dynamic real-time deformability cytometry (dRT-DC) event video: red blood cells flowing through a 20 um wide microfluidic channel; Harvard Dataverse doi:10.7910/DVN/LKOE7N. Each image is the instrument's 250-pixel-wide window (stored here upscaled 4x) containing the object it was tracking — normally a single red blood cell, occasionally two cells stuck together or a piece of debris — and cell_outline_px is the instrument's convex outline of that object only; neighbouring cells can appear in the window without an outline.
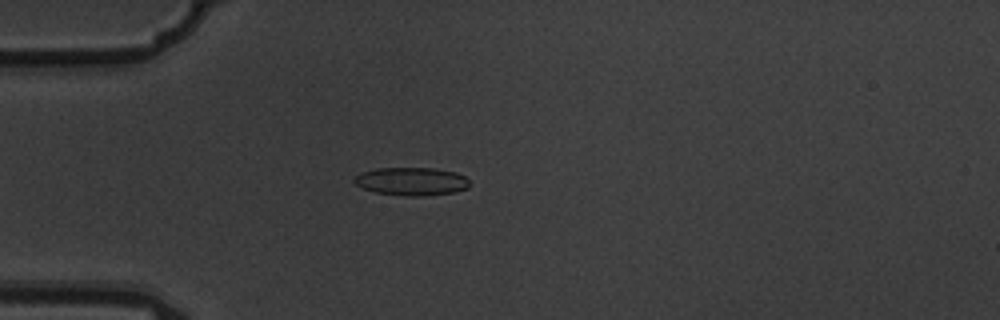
{"species": "common noctule bat (a hibernating species)", "species_latin": "Nyctalus noctula", "temperature_condition": "warm", "stored_images_in_passage": 4, "camera_frame_rate_fps": 3000, "um_per_image_px": 0.085, "animal": {"sex": "male", "body_mass_g": 19.5, "forearm_length_mm": 54.6}, "frame": {"image": 1, "passage_image": 4, "time_ms": 1.0, "image_size_px": [1000, 320], "cell_outline_px": [[468, 188], [452, 192], [424, 196], [404, 196], [376, 192], [364, 188], [356, 184], [352, 180], [360, 172], [376, 168], [432, 168], [456, 172], [464, 176], [468, 180]], "centroid_in_image_um": [34.95, 15.41], "position_along_channel_um": 50.0, "area_um2": 18.79}}